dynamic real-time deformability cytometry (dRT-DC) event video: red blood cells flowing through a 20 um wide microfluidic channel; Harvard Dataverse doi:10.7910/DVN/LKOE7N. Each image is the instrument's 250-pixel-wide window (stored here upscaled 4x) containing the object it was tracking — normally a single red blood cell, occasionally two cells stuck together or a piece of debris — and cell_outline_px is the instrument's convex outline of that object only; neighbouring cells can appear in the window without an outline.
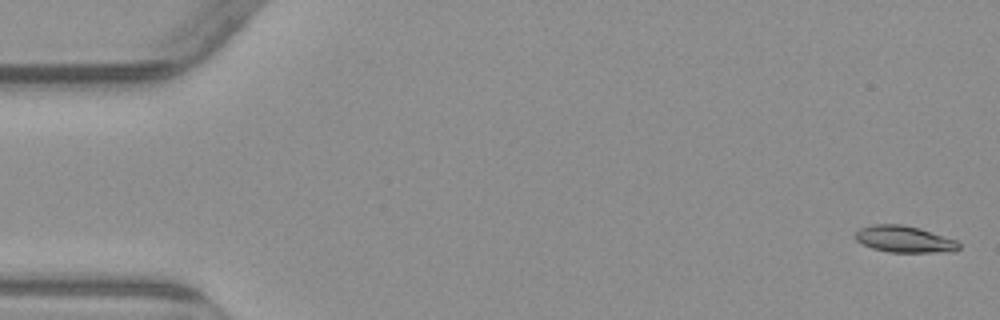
{"species": "common noctule bat (a hibernating species)", "species_latin": "Nyctalus noctula", "temperature_condition": "warm", "stored_images_in_passage": 6, "camera_frame_rate_fps": 3000, "um_per_image_px": 0.085, "animal": {"sex": "male", "body_mass_g": 23.1, "forearm_length_mm": 52.7}, "frame": {"image": 1, "passage_image": 1, "time_ms": 0.0, "image_size_px": [1000, 320], "cell_outline_px": [[960, 248], [956, 252], [888, 252], [872, 248], [856, 240], [852, 236], [860, 228], [872, 224], [900, 224], [920, 228], [956, 240], [960, 244]], "centroid_in_image_um": [76.87, 20.33], "position_along_channel_um": 8.1, "area_um2": 16.18}}
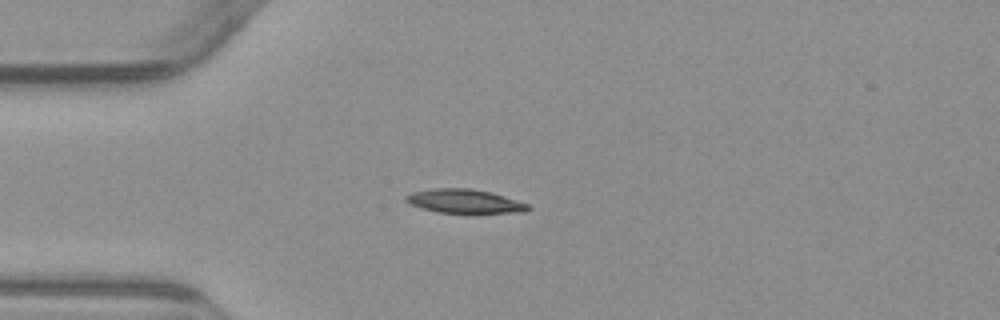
{"frame": {"image": 2, "passage_image": 4, "time_ms": 4.333, "image_size_px": [1000, 320], "cell_outline_px": [[532, 208], [524, 212], [440, 212], [408, 204], [404, 200], [404, 196], [412, 192], [436, 188], [468, 188], [488, 192], [516, 200], [528, 204]], "centroid_in_image_um": [39.44, 17.09], "position_along_channel_um": 45.6, "area_um2": 16.53}}
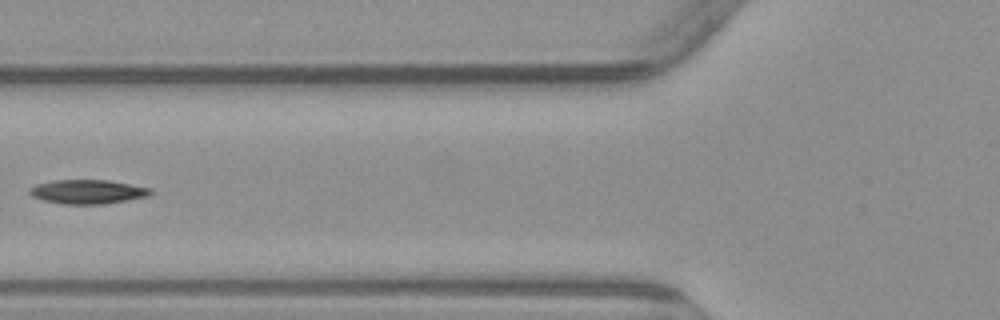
{"frame": {"image": 3, "passage_image": 6, "time_ms": 6.667, "image_size_px": [1000, 320], "cell_outline_px": [[152, 192], [148, 196], [128, 200], [104, 204], [64, 204], [44, 200], [32, 196], [28, 192], [28, 188], [36, 184], [52, 180], [108, 180], [152, 188]], "centroid_in_image_um": [7.44, 16.29], "position_along_channel_um": 118.4, "area_um2": 17.05}}